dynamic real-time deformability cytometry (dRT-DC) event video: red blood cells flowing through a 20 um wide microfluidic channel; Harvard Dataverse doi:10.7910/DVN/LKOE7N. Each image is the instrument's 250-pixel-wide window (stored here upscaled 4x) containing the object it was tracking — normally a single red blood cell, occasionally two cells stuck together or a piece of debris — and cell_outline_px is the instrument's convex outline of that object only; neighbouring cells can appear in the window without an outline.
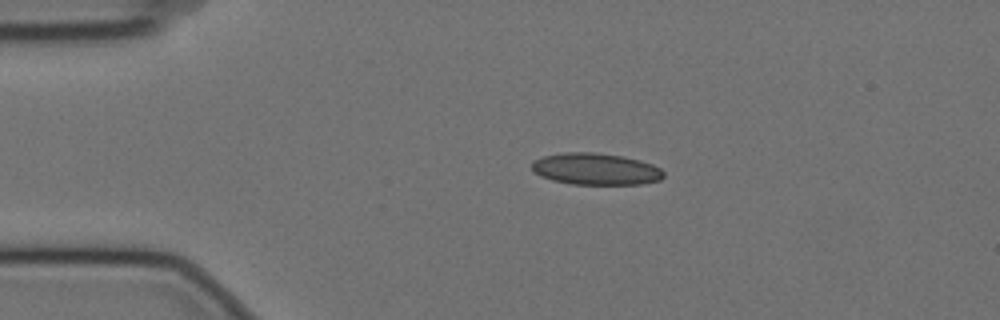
{"species": "Egyptian fruit bat (a non-hibernating species)", "species_latin": "Rousettus aegyptiacus", "temperature_condition": "cold", "stored_images_in_passage": 49, "camera_frame_rate_fps": 3000, "um_per_image_px": 0.085, "animal": {"sex": "female"}, "frame": {"image": 1, "passage_image": 11, "time_ms": 3.333, "image_size_px": [1000, 320], "cell_outline_px": [[664, 176], [660, 180], [640, 184], [572, 184], [552, 180], [540, 176], [532, 172], [532, 160], [544, 156], [564, 152], [596, 152], [624, 156], [640, 160], [652, 164], [660, 168], [664, 172]], "centroid_in_image_um": [50.62, 14.36], "position_along_channel_um": 34.4, "area_um2": 24.57}}
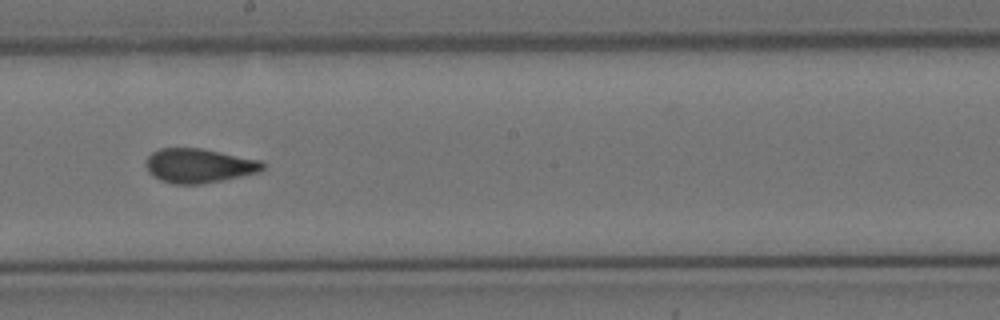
{"frame": {"image": 2, "passage_image": 31, "time_ms": 10.0, "image_size_px": [1000, 320], "cell_outline_px": [[264, 168], [260, 172], [200, 184], [172, 184], [160, 180], [148, 172], [144, 164], [144, 160], [152, 152], [160, 148], [200, 148], [260, 160], [264, 164]], "centroid_in_image_um": [16.85, 14.08], "position_along_channel_um": 231.3, "area_um2": 23.29}}
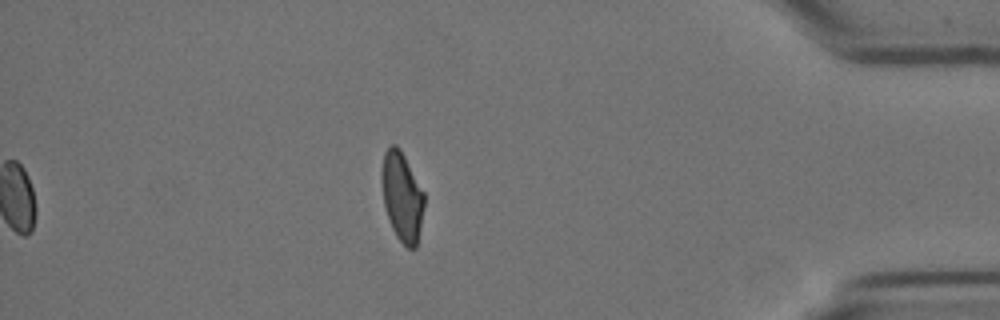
{"frame": {"image": 3, "passage_image": 49, "time_ms": 16.0, "image_size_px": [1000, 320], "cell_outline_px": [[424, 208], [416, 248], [408, 248], [396, 236], [388, 220], [384, 204], [380, 180], [380, 172], [384, 152], [392, 144], [396, 144], [400, 148], [424, 192]], "centroid_in_image_um": [34.15, 16.69], "position_along_channel_um": 401.1, "area_um2": 22.25}, "authors_computed_cell_mechanics": {"area_um2": 23.4668, "velocity_mm_per_s": 3.5178, "shape_relaxation_time_tau1_ms": null, "shape_relaxation_time_tau2_ms": 1.4511, "deformation_change_tau1": null, "deformation_change_tau2": 0.0695}}